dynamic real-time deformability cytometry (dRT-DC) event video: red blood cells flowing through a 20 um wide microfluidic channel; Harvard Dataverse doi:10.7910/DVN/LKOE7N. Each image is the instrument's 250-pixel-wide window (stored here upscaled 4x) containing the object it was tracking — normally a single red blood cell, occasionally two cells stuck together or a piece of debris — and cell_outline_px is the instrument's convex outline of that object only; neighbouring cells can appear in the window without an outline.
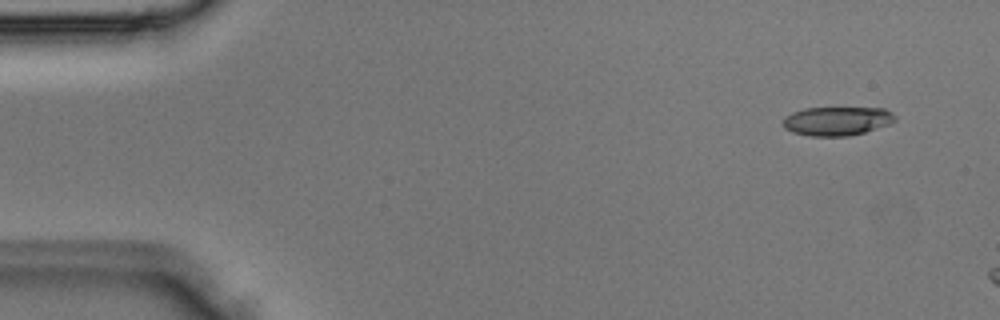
{"species": "Egyptian fruit bat (a non-hibernating species)", "species_latin": "Rousettus aegyptiacus", "temperature_condition": "room temperature", "stored_images_in_passage": 3, "camera_frame_rate_fps": 3000, "um_per_image_px": 0.085, "animal": {"sex": "male"}, "frame": {"image": 1, "passage_image": 1, "time_ms": 0.0, "image_size_px": [1000, 320], "cell_outline_px": [[896, 120], [888, 124], [864, 132], [848, 136], [812, 136], [792, 132], [784, 128], [784, 116], [792, 112], [804, 108], [884, 108], [892, 112], [896, 116]], "centroid_in_image_um": [71.14, 10.28], "position_along_channel_um": 13.9, "area_um2": 18.79}}